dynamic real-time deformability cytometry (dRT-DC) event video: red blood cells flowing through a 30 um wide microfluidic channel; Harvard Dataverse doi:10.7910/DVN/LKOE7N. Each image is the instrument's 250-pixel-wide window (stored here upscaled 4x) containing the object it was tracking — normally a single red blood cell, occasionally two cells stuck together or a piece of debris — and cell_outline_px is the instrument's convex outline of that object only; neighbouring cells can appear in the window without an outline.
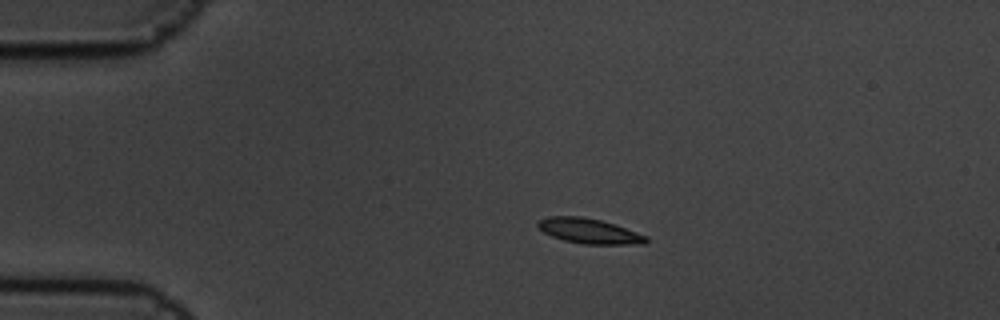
{"species": "common noctule bat (a hibernating species)", "species_latin": "Nyctalus noctula", "temperature_condition": "cold", "stored_images_in_passage": 9, "camera_frame_rate_fps": 3000, "um_per_image_px": 0.085, "animal": {"sex": "male", "body_mass_g": 19.5, "forearm_length_mm": 54.6}, "frame": {"image": 1, "passage_image": 3, "time_ms": 0.667, "image_size_px": [1000, 320], "cell_outline_px": [[648, 240], [644, 244], [584, 244], [564, 240], [552, 236], [544, 232], [536, 224], [536, 220], [548, 216], [584, 216], [600, 220], [648, 236]], "centroid_in_image_um": [50.04, 19.63], "position_along_channel_um": 35.0, "area_um2": 15.72}}
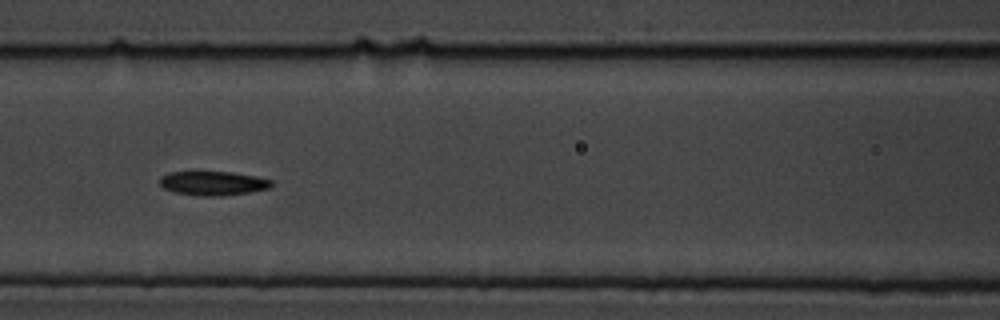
{"frame": {"image": 2, "passage_image": 7, "time_ms": 2.0, "image_size_px": [1000, 320], "cell_outline_px": [[272, 184], [268, 188], [252, 192], [220, 196], [200, 196], [172, 192], [164, 188], [160, 184], [160, 176], [168, 172], [232, 172], [272, 180]], "centroid_in_image_um": [18.06, 15.58], "position_along_channel_um": 148.5, "area_um2": 15.66}}
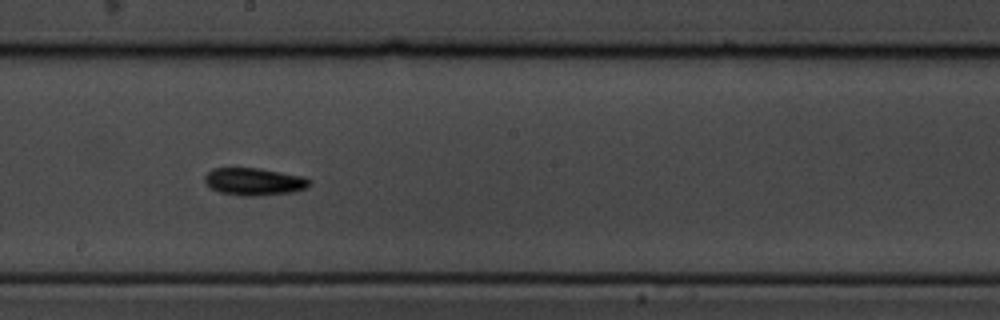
{"frame": {"image": 3, "passage_image": 9, "time_ms": 2.667, "image_size_px": [1000, 320], "cell_outline_px": [[312, 184], [308, 188], [292, 192], [252, 196], [244, 196], [220, 192], [212, 188], [204, 180], [204, 176], [212, 168], [260, 168], [304, 176], [312, 180]], "centroid_in_image_um": [21.66, 15.43], "position_along_channel_um": 226.5, "area_um2": 16.82}}